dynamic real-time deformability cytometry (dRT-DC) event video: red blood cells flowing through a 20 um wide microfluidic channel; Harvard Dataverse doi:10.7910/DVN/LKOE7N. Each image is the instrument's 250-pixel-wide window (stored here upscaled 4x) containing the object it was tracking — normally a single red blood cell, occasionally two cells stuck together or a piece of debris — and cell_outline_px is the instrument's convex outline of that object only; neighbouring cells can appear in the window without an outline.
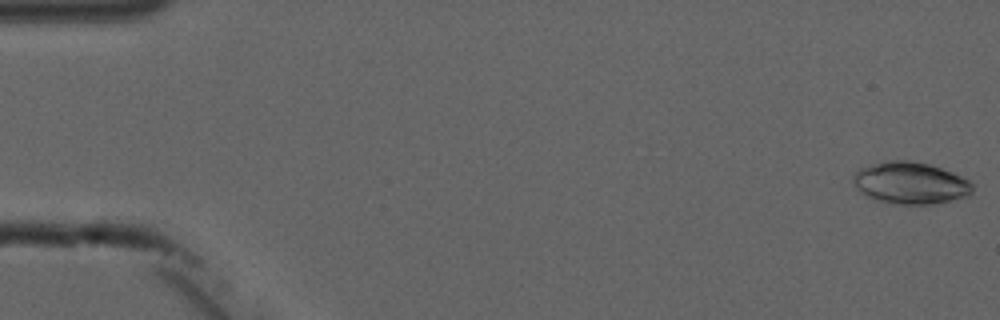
{"species": "common noctule bat (a hibernating species)", "species_latin": "Nyctalus noctula", "temperature_condition": "cold", "stored_images_in_passage": 6, "camera_frame_rate_fps": 3000, "um_per_image_px": 0.085, "animal": {"sex": "male", "forearm_length_mm": 52.5}, "frame": {"image": 1, "passage_image": 1, "time_ms": 0.0, "image_size_px": [1000, 320], "cell_outline_px": [[972, 192], [968, 196], [932, 204], [896, 204], [872, 200], [856, 188], [852, 180], [852, 176], [860, 168], [872, 164], [888, 160], [908, 160], [928, 164], [952, 172], [968, 180], [972, 184]], "centroid_in_image_um": [77.34, 15.56], "position_along_channel_um": 7.7, "area_um2": 29.13}}
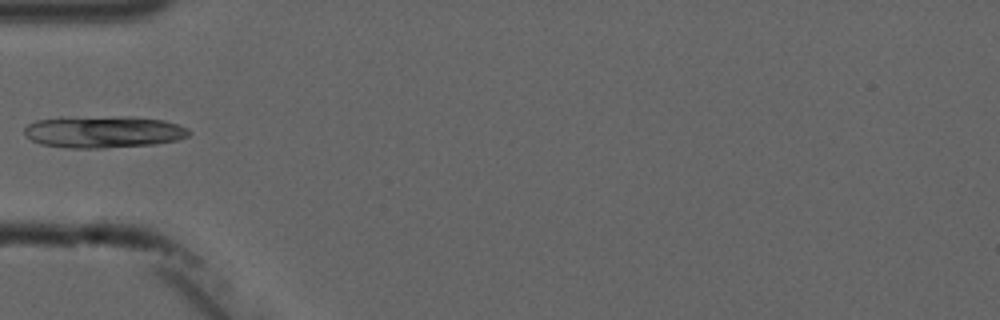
{"frame": {"image": 2, "passage_image": 5, "time_ms": 5.667, "image_size_px": [1000, 320], "cell_outline_px": [[192, 132], [188, 136], [176, 140], [156, 144], [104, 148], [68, 148], [40, 144], [24, 136], [24, 128], [28, 124], [36, 120], [116, 116], [128, 116], [164, 120], [188, 128]], "centroid_in_image_um": [8.83, 11.22], "position_along_channel_um": 76.2, "area_um2": 30.52}}
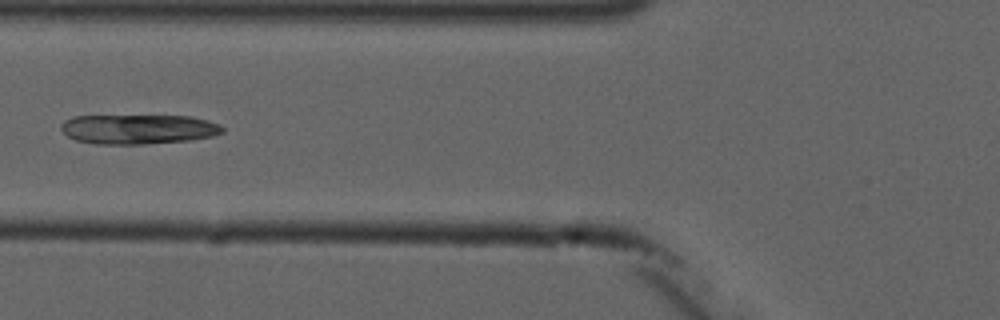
{"frame": {"image": 3, "passage_image": 6, "time_ms": 6.667, "image_size_px": [1000, 320], "cell_outline_px": [[224, 132], [212, 136], [188, 140], [144, 144], [96, 144], [76, 140], [68, 136], [60, 128], [60, 124], [64, 120], [72, 116], [192, 116], [208, 120], [220, 124], [224, 128]], "centroid_in_image_um": [11.75, 10.97], "position_along_channel_um": 114.0, "area_um2": 27.98}}